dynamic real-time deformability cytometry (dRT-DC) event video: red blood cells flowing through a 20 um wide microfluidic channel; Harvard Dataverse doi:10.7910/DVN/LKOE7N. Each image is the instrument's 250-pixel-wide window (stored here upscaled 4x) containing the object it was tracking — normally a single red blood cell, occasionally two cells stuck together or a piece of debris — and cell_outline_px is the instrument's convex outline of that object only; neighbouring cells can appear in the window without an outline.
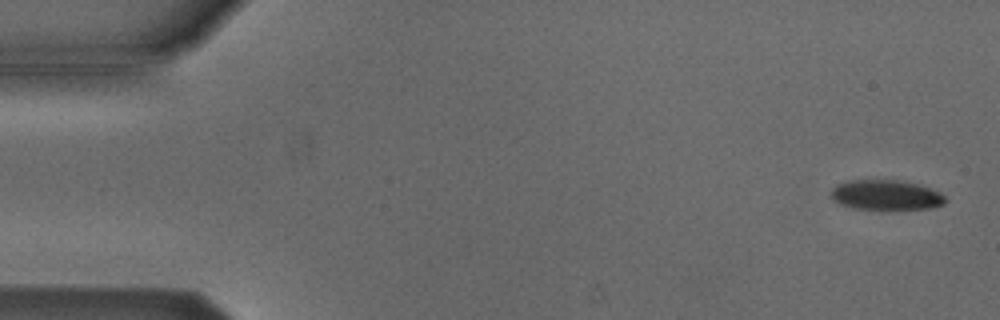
{"species": "Egyptian fruit bat (a non-hibernating species)", "species_latin": "Rousettus aegyptiacus", "temperature_condition": "cold", "stored_images_in_passage": 53, "camera_frame_rate_fps": 3000, "um_per_image_px": 0.085, "animal": {"sex": "male"}, "frame": {"image": 1, "passage_image": 2, "time_ms": 0.333, "image_size_px": [1000, 320], "cell_outline_px": [[948, 200], [944, 204], [928, 208], [852, 208], [840, 204], [832, 200], [828, 196], [828, 192], [836, 184], [844, 180], [900, 180], [916, 184], [940, 192]], "centroid_in_image_um": [75.21, 16.55], "position_along_channel_um": 9.8, "area_um2": 19.94}}
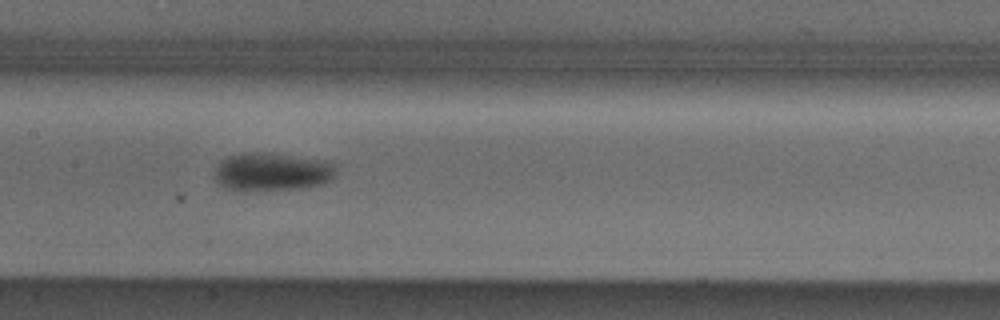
{"frame": {"image": 2, "passage_image": 26, "time_ms": 8.333, "image_size_px": [1000, 320], "cell_outline_px": [[340, 164], [332, 180], [324, 184], [304, 188], [236, 192], [224, 188], [216, 180], [216, 168], [220, 160], [228, 156], [252, 152], [256, 152], [332, 160]], "centroid_in_image_um": [23.21, 14.62], "position_along_channel_um": 184.2, "area_um2": 27.8}}
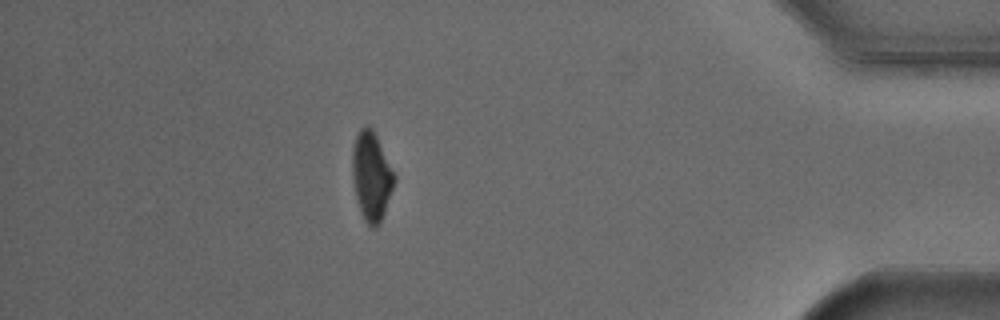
{"frame": {"image": 3, "passage_image": 47, "time_ms": 15.333, "image_size_px": [1000, 320], "cell_outline_px": [[396, 180], [380, 224], [376, 228], [372, 228], [364, 220], [360, 212], [352, 180], [352, 148], [356, 136], [360, 128], [368, 124], [372, 128], [396, 176]], "centroid_in_image_um": [31.56, 14.99], "position_along_channel_um": 403.6, "area_um2": 21.79}, "authors_computed_cell_mechanics": {"area_um2": 23.5824, "velocity_mm_per_s": 3.8253, "shape_relaxation_time_tau1_ms": 2.4749, "shape_relaxation_time_tau2_ms": null, "deformation_change_tau1": 0.1262, "deformation_change_tau2": null}}